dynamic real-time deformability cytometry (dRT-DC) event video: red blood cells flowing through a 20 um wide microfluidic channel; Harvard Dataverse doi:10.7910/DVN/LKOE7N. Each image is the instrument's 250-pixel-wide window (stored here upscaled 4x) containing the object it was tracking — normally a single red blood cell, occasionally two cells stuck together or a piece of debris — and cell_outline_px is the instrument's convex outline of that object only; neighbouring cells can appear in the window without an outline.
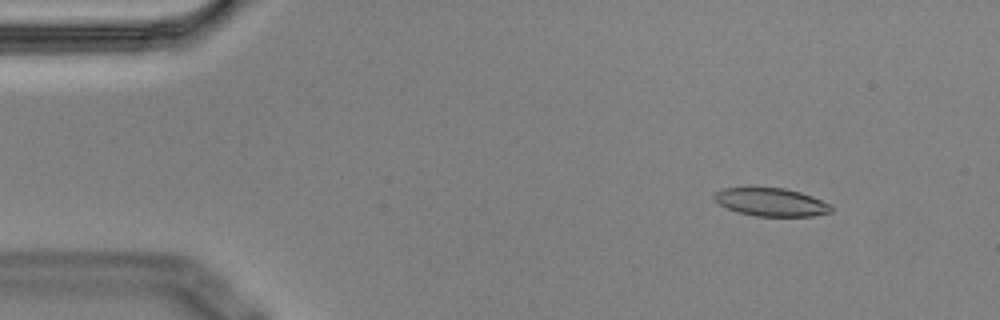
{"species": "Egyptian fruit bat (a non-hibernating species)", "species_latin": "Rousettus aegyptiacus", "temperature_condition": "cold", "stored_images_in_passage": 4, "camera_frame_rate_fps": 3000, "um_per_image_px": 0.085, "animal": {"sex": "male"}, "frame": {"image": 1, "passage_image": 2, "time_ms": 0.333, "image_size_px": [1000, 320], "cell_outline_px": [[832, 212], [812, 216], [756, 216], [740, 212], [728, 208], [720, 204], [712, 196], [716, 192], [724, 188], [784, 188], [800, 192], [812, 196], [828, 204], [832, 208]], "centroid_in_image_um": [65.56, 17.18], "position_along_channel_um": 19.4, "area_um2": 18.79}}